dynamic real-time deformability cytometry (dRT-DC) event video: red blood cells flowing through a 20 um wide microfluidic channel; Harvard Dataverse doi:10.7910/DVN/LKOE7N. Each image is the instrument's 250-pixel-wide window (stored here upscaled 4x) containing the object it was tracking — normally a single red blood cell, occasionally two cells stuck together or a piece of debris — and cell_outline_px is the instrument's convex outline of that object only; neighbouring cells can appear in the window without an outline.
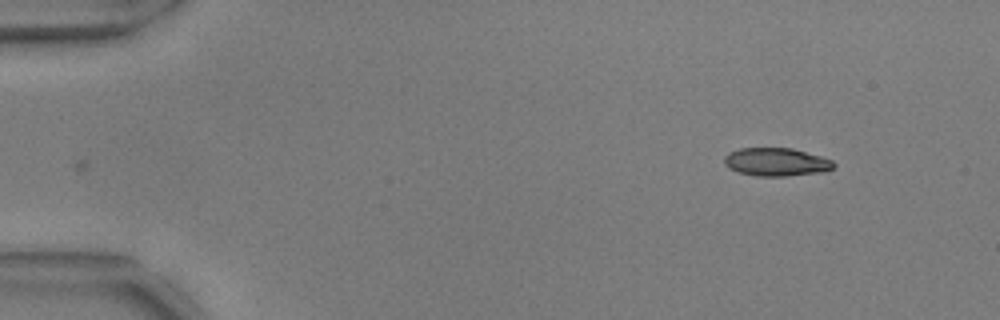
{"species": "common noctule bat (a hibernating species)", "species_latin": "Nyctalus noctula", "temperature_condition": "warm", "stored_images_in_passage": 49, "camera_frame_rate_fps": 3000, "um_per_image_px": 0.085, "animal": {"sex": "male", "body_mass_g": 17.9, "forearm_length_mm": 54.2}, "frame": {"image": 1, "passage_image": 1, "time_ms": 0.0, "image_size_px": [1000, 320], "cell_outline_px": [[836, 164], [832, 168], [824, 172], [784, 176], [756, 176], [736, 172], [728, 168], [724, 164], [724, 156], [728, 152], [740, 148], [792, 148], [820, 156], [832, 160]], "centroid_in_image_um": [65.94, 13.77], "position_along_channel_um": 19.1, "area_um2": 18.09}}
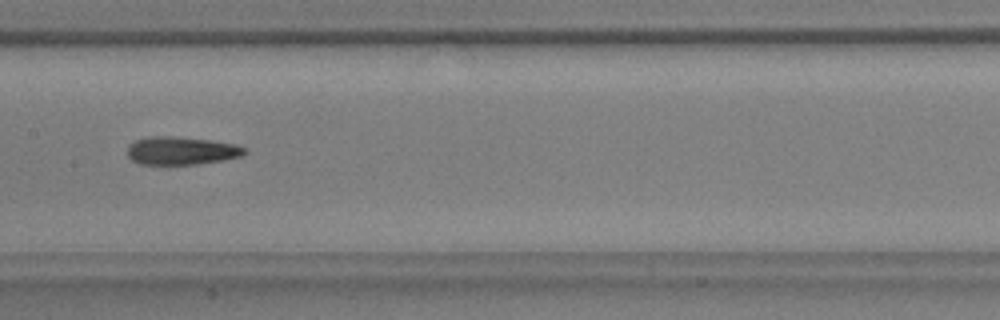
{"frame": {"image": 2, "passage_image": 23, "time_ms": 7.333, "image_size_px": [1000, 320], "cell_outline_px": [[248, 152], [240, 156], [224, 160], [196, 164], [140, 164], [132, 160], [128, 156], [128, 148], [136, 140], [152, 136], [172, 136], [212, 140], [236, 144], [244, 148]], "centroid_in_image_um": [15.44, 12.81], "position_along_channel_um": 192.0, "area_um2": 19.02}}
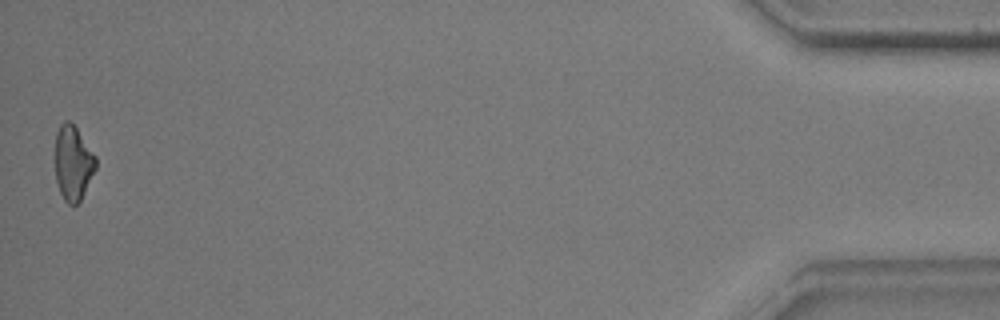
{"frame": {"image": 3, "passage_image": 49, "time_ms": 16.0, "image_size_px": [1000, 320], "cell_outline_px": [[96, 168], [80, 200], [76, 204], [68, 204], [64, 200], [60, 192], [56, 180], [56, 132], [60, 124], [64, 120], [68, 120], [76, 128], [96, 156]], "centroid_in_image_um": [6.2, 13.84], "position_along_channel_um": 429.0, "area_um2": 17.4}, "authors_computed_cell_mechanics": {"area_um2": 18.6694, "velocity_mm_per_s": 3.7333, "shape_relaxation_time_tau1_ms": 3.294, "shape_relaxation_time_tau2_ms": 5.7132, "deformation_change_tau1": 0.1226, "deformation_change_tau2": 0.1475}}